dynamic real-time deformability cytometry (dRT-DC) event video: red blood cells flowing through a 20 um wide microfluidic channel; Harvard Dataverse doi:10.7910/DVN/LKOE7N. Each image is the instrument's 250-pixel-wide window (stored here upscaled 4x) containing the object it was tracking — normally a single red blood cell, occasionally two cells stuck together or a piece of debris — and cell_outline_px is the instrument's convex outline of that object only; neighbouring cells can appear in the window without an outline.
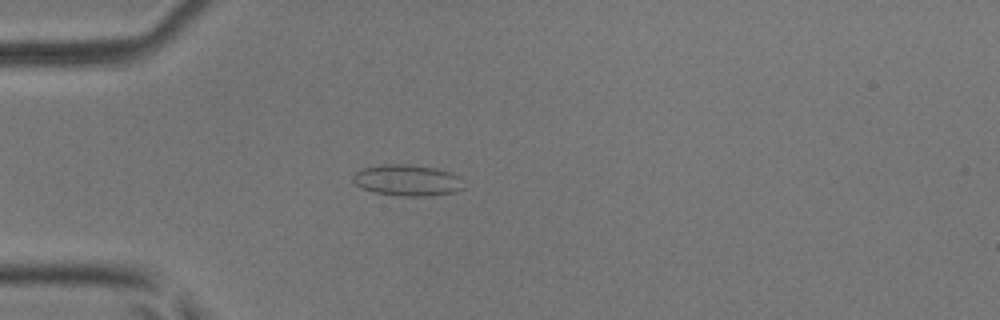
{"species": "common noctule bat (a hibernating species)", "species_latin": "Nyctalus noctula", "temperature_condition": "room temperature", "stored_images_in_passage": 5, "camera_frame_rate_fps": 3000, "um_per_image_px": 0.085, "animal": {"sex": "male", "body_mass_g": 17.9, "forearm_length_mm": 54.2}, "frame": {"image": 1, "passage_image": 4, "time_ms": 1.0, "image_size_px": [1000, 320], "cell_outline_px": [[464, 188], [456, 192], [432, 196], [400, 196], [372, 192], [360, 188], [352, 180], [352, 176], [360, 168], [380, 164], [408, 164], [432, 168], [452, 172], [460, 176], [464, 180]], "centroid_in_image_um": [34.63, 15.33], "position_along_channel_um": 50.4, "area_um2": 20.63}}